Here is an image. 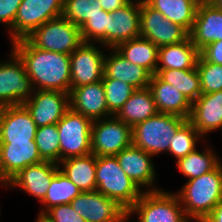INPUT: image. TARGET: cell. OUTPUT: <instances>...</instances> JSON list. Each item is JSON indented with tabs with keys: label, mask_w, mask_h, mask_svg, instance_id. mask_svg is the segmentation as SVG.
Masks as SVG:
<instances>
[{
	"label": "cell",
	"mask_w": 222,
	"mask_h": 222,
	"mask_svg": "<svg viewBox=\"0 0 222 222\" xmlns=\"http://www.w3.org/2000/svg\"><path fill=\"white\" fill-rule=\"evenodd\" d=\"M11 49L25 65L34 90L60 91L70 94V56L34 47L26 38L11 43Z\"/></svg>",
	"instance_id": "6da1fadb"
},
{
	"label": "cell",
	"mask_w": 222,
	"mask_h": 222,
	"mask_svg": "<svg viewBox=\"0 0 222 222\" xmlns=\"http://www.w3.org/2000/svg\"><path fill=\"white\" fill-rule=\"evenodd\" d=\"M191 222H202L222 200V161L210 172L190 179L175 192Z\"/></svg>",
	"instance_id": "7a4b0ae2"
},
{
	"label": "cell",
	"mask_w": 222,
	"mask_h": 222,
	"mask_svg": "<svg viewBox=\"0 0 222 222\" xmlns=\"http://www.w3.org/2000/svg\"><path fill=\"white\" fill-rule=\"evenodd\" d=\"M96 191L128 212L143 191L122 170L116 156H96Z\"/></svg>",
	"instance_id": "3957f363"
},
{
	"label": "cell",
	"mask_w": 222,
	"mask_h": 222,
	"mask_svg": "<svg viewBox=\"0 0 222 222\" xmlns=\"http://www.w3.org/2000/svg\"><path fill=\"white\" fill-rule=\"evenodd\" d=\"M186 120L172 114L157 113L132 128V144L154 157L167 154L172 137Z\"/></svg>",
	"instance_id": "277c9868"
},
{
	"label": "cell",
	"mask_w": 222,
	"mask_h": 222,
	"mask_svg": "<svg viewBox=\"0 0 222 222\" xmlns=\"http://www.w3.org/2000/svg\"><path fill=\"white\" fill-rule=\"evenodd\" d=\"M137 216L136 222H191L175 192L165 189L143 192L127 212V222Z\"/></svg>",
	"instance_id": "5b68a950"
},
{
	"label": "cell",
	"mask_w": 222,
	"mask_h": 222,
	"mask_svg": "<svg viewBox=\"0 0 222 222\" xmlns=\"http://www.w3.org/2000/svg\"><path fill=\"white\" fill-rule=\"evenodd\" d=\"M26 39L34 47L68 55L84 42L80 28L63 16L49 20Z\"/></svg>",
	"instance_id": "8992f818"
},
{
	"label": "cell",
	"mask_w": 222,
	"mask_h": 222,
	"mask_svg": "<svg viewBox=\"0 0 222 222\" xmlns=\"http://www.w3.org/2000/svg\"><path fill=\"white\" fill-rule=\"evenodd\" d=\"M9 56L0 59V107L22 105L34 92L23 61L11 48Z\"/></svg>",
	"instance_id": "52a82bcc"
},
{
	"label": "cell",
	"mask_w": 222,
	"mask_h": 222,
	"mask_svg": "<svg viewBox=\"0 0 222 222\" xmlns=\"http://www.w3.org/2000/svg\"><path fill=\"white\" fill-rule=\"evenodd\" d=\"M63 4L64 0H22L14 24L7 31L10 42L24 39L49 20L61 17Z\"/></svg>",
	"instance_id": "ba28073f"
},
{
	"label": "cell",
	"mask_w": 222,
	"mask_h": 222,
	"mask_svg": "<svg viewBox=\"0 0 222 222\" xmlns=\"http://www.w3.org/2000/svg\"><path fill=\"white\" fill-rule=\"evenodd\" d=\"M92 120L69 108L57 123L60 139V161L91 153Z\"/></svg>",
	"instance_id": "9c48e42d"
},
{
	"label": "cell",
	"mask_w": 222,
	"mask_h": 222,
	"mask_svg": "<svg viewBox=\"0 0 222 222\" xmlns=\"http://www.w3.org/2000/svg\"><path fill=\"white\" fill-rule=\"evenodd\" d=\"M132 127L115 115L97 119L91 125V153L115 156L132 144Z\"/></svg>",
	"instance_id": "30bf717a"
},
{
	"label": "cell",
	"mask_w": 222,
	"mask_h": 222,
	"mask_svg": "<svg viewBox=\"0 0 222 222\" xmlns=\"http://www.w3.org/2000/svg\"><path fill=\"white\" fill-rule=\"evenodd\" d=\"M97 45L96 43L83 42L69 55L71 90L103 79L107 48L98 43Z\"/></svg>",
	"instance_id": "8fae6325"
},
{
	"label": "cell",
	"mask_w": 222,
	"mask_h": 222,
	"mask_svg": "<svg viewBox=\"0 0 222 222\" xmlns=\"http://www.w3.org/2000/svg\"><path fill=\"white\" fill-rule=\"evenodd\" d=\"M189 33L180 25L172 23L159 11L141 0L140 37L152 41L158 47L184 41Z\"/></svg>",
	"instance_id": "7c38bea8"
},
{
	"label": "cell",
	"mask_w": 222,
	"mask_h": 222,
	"mask_svg": "<svg viewBox=\"0 0 222 222\" xmlns=\"http://www.w3.org/2000/svg\"><path fill=\"white\" fill-rule=\"evenodd\" d=\"M86 222H127V212L98 191H83L70 203Z\"/></svg>",
	"instance_id": "4fadbf2b"
},
{
	"label": "cell",
	"mask_w": 222,
	"mask_h": 222,
	"mask_svg": "<svg viewBox=\"0 0 222 222\" xmlns=\"http://www.w3.org/2000/svg\"><path fill=\"white\" fill-rule=\"evenodd\" d=\"M115 156L122 170L143 192L162 189L158 188L157 184L155 185L158 181L156 175L158 171H156L155 163L153 164L154 156L133 144Z\"/></svg>",
	"instance_id": "5bb4252c"
},
{
	"label": "cell",
	"mask_w": 222,
	"mask_h": 222,
	"mask_svg": "<svg viewBox=\"0 0 222 222\" xmlns=\"http://www.w3.org/2000/svg\"><path fill=\"white\" fill-rule=\"evenodd\" d=\"M23 105L30 112L37 127L57 124L70 108L69 93L34 90Z\"/></svg>",
	"instance_id": "9a60e30c"
},
{
	"label": "cell",
	"mask_w": 222,
	"mask_h": 222,
	"mask_svg": "<svg viewBox=\"0 0 222 222\" xmlns=\"http://www.w3.org/2000/svg\"><path fill=\"white\" fill-rule=\"evenodd\" d=\"M37 128L23 104L0 107V143L34 142Z\"/></svg>",
	"instance_id": "2e32d148"
},
{
	"label": "cell",
	"mask_w": 222,
	"mask_h": 222,
	"mask_svg": "<svg viewBox=\"0 0 222 222\" xmlns=\"http://www.w3.org/2000/svg\"><path fill=\"white\" fill-rule=\"evenodd\" d=\"M58 170V164L50 161L29 165L14 176L4 188L18 187L19 191H24L23 193H27L41 203Z\"/></svg>",
	"instance_id": "e0dca14e"
},
{
	"label": "cell",
	"mask_w": 222,
	"mask_h": 222,
	"mask_svg": "<svg viewBox=\"0 0 222 222\" xmlns=\"http://www.w3.org/2000/svg\"><path fill=\"white\" fill-rule=\"evenodd\" d=\"M44 161L34 142L0 143V185L5 186L23 168Z\"/></svg>",
	"instance_id": "ac0fdd59"
},
{
	"label": "cell",
	"mask_w": 222,
	"mask_h": 222,
	"mask_svg": "<svg viewBox=\"0 0 222 222\" xmlns=\"http://www.w3.org/2000/svg\"><path fill=\"white\" fill-rule=\"evenodd\" d=\"M141 0H129L124 6L109 13L107 48L140 37Z\"/></svg>",
	"instance_id": "d6986e66"
},
{
	"label": "cell",
	"mask_w": 222,
	"mask_h": 222,
	"mask_svg": "<svg viewBox=\"0 0 222 222\" xmlns=\"http://www.w3.org/2000/svg\"><path fill=\"white\" fill-rule=\"evenodd\" d=\"M70 108L92 121L113 116L107 107L103 82L73 88L69 94Z\"/></svg>",
	"instance_id": "ffe728a7"
},
{
	"label": "cell",
	"mask_w": 222,
	"mask_h": 222,
	"mask_svg": "<svg viewBox=\"0 0 222 222\" xmlns=\"http://www.w3.org/2000/svg\"><path fill=\"white\" fill-rule=\"evenodd\" d=\"M188 120L204 138L214 131L222 132V91L201 94L192 103Z\"/></svg>",
	"instance_id": "44dd1931"
},
{
	"label": "cell",
	"mask_w": 222,
	"mask_h": 222,
	"mask_svg": "<svg viewBox=\"0 0 222 222\" xmlns=\"http://www.w3.org/2000/svg\"><path fill=\"white\" fill-rule=\"evenodd\" d=\"M189 36L199 51L212 42L222 40V11L211 2L198 5Z\"/></svg>",
	"instance_id": "7402d4cb"
},
{
	"label": "cell",
	"mask_w": 222,
	"mask_h": 222,
	"mask_svg": "<svg viewBox=\"0 0 222 222\" xmlns=\"http://www.w3.org/2000/svg\"><path fill=\"white\" fill-rule=\"evenodd\" d=\"M104 59L103 79H116L132 85L136 89L149 87L151 74L144 68L131 63L115 48H108Z\"/></svg>",
	"instance_id": "603a6c76"
},
{
	"label": "cell",
	"mask_w": 222,
	"mask_h": 222,
	"mask_svg": "<svg viewBox=\"0 0 222 222\" xmlns=\"http://www.w3.org/2000/svg\"><path fill=\"white\" fill-rule=\"evenodd\" d=\"M149 88L158 113L189 119L192 103L178 89L162 81L156 74L151 76Z\"/></svg>",
	"instance_id": "cb8c5ba5"
},
{
	"label": "cell",
	"mask_w": 222,
	"mask_h": 222,
	"mask_svg": "<svg viewBox=\"0 0 222 222\" xmlns=\"http://www.w3.org/2000/svg\"><path fill=\"white\" fill-rule=\"evenodd\" d=\"M199 55L200 51L188 36L182 42L159 47L157 70L193 69L196 67Z\"/></svg>",
	"instance_id": "d4e9b609"
},
{
	"label": "cell",
	"mask_w": 222,
	"mask_h": 222,
	"mask_svg": "<svg viewBox=\"0 0 222 222\" xmlns=\"http://www.w3.org/2000/svg\"><path fill=\"white\" fill-rule=\"evenodd\" d=\"M64 173L81 191H95L96 156L92 153L85 156L69 157L58 163Z\"/></svg>",
	"instance_id": "484cf974"
},
{
	"label": "cell",
	"mask_w": 222,
	"mask_h": 222,
	"mask_svg": "<svg viewBox=\"0 0 222 222\" xmlns=\"http://www.w3.org/2000/svg\"><path fill=\"white\" fill-rule=\"evenodd\" d=\"M158 113L149 87L136 89L115 115L132 128Z\"/></svg>",
	"instance_id": "4316f807"
},
{
	"label": "cell",
	"mask_w": 222,
	"mask_h": 222,
	"mask_svg": "<svg viewBox=\"0 0 222 222\" xmlns=\"http://www.w3.org/2000/svg\"><path fill=\"white\" fill-rule=\"evenodd\" d=\"M115 49L131 63L146 69L151 75L156 73L159 47L152 41L137 37L120 43Z\"/></svg>",
	"instance_id": "83f0119b"
},
{
	"label": "cell",
	"mask_w": 222,
	"mask_h": 222,
	"mask_svg": "<svg viewBox=\"0 0 222 222\" xmlns=\"http://www.w3.org/2000/svg\"><path fill=\"white\" fill-rule=\"evenodd\" d=\"M208 139L203 142V150L195 149L185 157L176 161V168L188 180L198 178L199 176L213 170L221 161L216 151L210 146L205 145ZM207 148V149H206Z\"/></svg>",
	"instance_id": "f1b7e54d"
},
{
	"label": "cell",
	"mask_w": 222,
	"mask_h": 222,
	"mask_svg": "<svg viewBox=\"0 0 222 222\" xmlns=\"http://www.w3.org/2000/svg\"><path fill=\"white\" fill-rule=\"evenodd\" d=\"M165 18L191 32L198 4L193 0H144Z\"/></svg>",
	"instance_id": "f546056e"
},
{
	"label": "cell",
	"mask_w": 222,
	"mask_h": 222,
	"mask_svg": "<svg viewBox=\"0 0 222 222\" xmlns=\"http://www.w3.org/2000/svg\"><path fill=\"white\" fill-rule=\"evenodd\" d=\"M79 189L64 173L58 170L51 181L44 200L40 203L41 210L37 216H42L55 205L70 204L81 193Z\"/></svg>",
	"instance_id": "4dcf8cb0"
},
{
	"label": "cell",
	"mask_w": 222,
	"mask_h": 222,
	"mask_svg": "<svg viewBox=\"0 0 222 222\" xmlns=\"http://www.w3.org/2000/svg\"><path fill=\"white\" fill-rule=\"evenodd\" d=\"M155 74L178 89L191 103L201 95L200 77L196 67L187 70H156Z\"/></svg>",
	"instance_id": "1f68e13d"
},
{
	"label": "cell",
	"mask_w": 222,
	"mask_h": 222,
	"mask_svg": "<svg viewBox=\"0 0 222 222\" xmlns=\"http://www.w3.org/2000/svg\"><path fill=\"white\" fill-rule=\"evenodd\" d=\"M205 138L193 127L192 123L187 119L172 137L169 145L168 154L172 155L177 161L197 148L205 142ZM201 143H200V142Z\"/></svg>",
	"instance_id": "d6a6232c"
},
{
	"label": "cell",
	"mask_w": 222,
	"mask_h": 222,
	"mask_svg": "<svg viewBox=\"0 0 222 222\" xmlns=\"http://www.w3.org/2000/svg\"><path fill=\"white\" fill-rule=\"evenodd\" d=\"M35 143L44 161L60 162V139L57 124L38 127Z\"/></svg>",
	"instance_id": "836d02e7"
},
{
	"label": "cell",
	"mask_w": 222,
	"mask_h": 222,
	"mask_svg": "<svg viewBox=\"0 0 222 222\" xmlns=\"http://www.w3.org/2000/svg\"><path fill=\"white\" fill-rule=\"evenodd\" d=\"M100 13L103 10L98 0H64L62 16L79 28L90 17Z\"/></svg>",
	"instance_id": "e575fe53"
},
{
	"label": "cell",
	"mask_w": 222,
	"mask_h": 222,
	"mask_svg": "<svg viewBox=\"0 0 222 222\" xmlns=\"http://www.w3.org/2000/svg\"><path fill=\"white\" fill-rule=\"evenodd\" d=\"M102 82L108 110L112 115H116L136 88L116 79H102Z\"/></svg>",
	"instance_id": "d590c367"
},
{
	"label": "cell",
	"mask_w": 222,
	"mask_h": 222,
	"mask_svg": "<svg viewBox=\"0 0 222 222\" xmlns=\"http://www.w3.org/2000/svg\"><path fill=\"white\" fill-rule=\"evenodd\" d=\"M196 69L200 77L201 94L222 91V65L209 62L200 54Z\"/></svg>",
	"instance_id": "8d00e7d4"
},
{
	"label": "cell",
	"mask_w": 222,
	"mask_h": 222,
	"mask_svg": "<svg viewBox=\"0 0 222 222\" xmlns=\"http://www.w3.org/2000/svg\"><path fill=\"white\" fill-rule=\"evenodd\" d=\"M107 29H109V12L90 17L81 27V36L84 42L98 43L107 48Z\"/></svg>",
	"instance_id": "74e56055"
},
{
	"label": "cell",
	"mask_w": 222,
	"mask_h": 222,
	"mask_svg": "<svg viewBox=\"0 0 222 222\" xmlns=\"http://www.w3.org/2000/svg\"><path fill=\"white\" fill-rule=\"evenodd\" d=\"M48 222H86L71 204L55 205L42 215Z\"/></svg>",
	"instance_id": "f35d334b"
},
{
	"label": "cell",
	"mask_w": 222,
	"mask_h": 222,
	"mask_svg": "<svg viewBox=\"0 0 222 222\" xmlns=\"http://www.w3.org/2000/svg\"><path fill=\"white\" fill-rule=\"evenodd\" d=\"M22 0H0V24L8 31L14 24Z\"/></svg>",
	"instance_id": "ab89813d"
},
{
	"label": "cell",
	"mask_w": 222,
	"mask_h": 222,
	"mask_svg": "<svg viewBox=\"0 0 222 222\" xmlns=\"http://www.w3.org/2000/svg\"><path fill=\"white\" fill-rule=\"evenodd\" d=\"M200 54L207 61L222 65V40L208 44L200 51Z\"/></svg>",
	"instance_id": "60d3db41"
},
{
	"label": "cell",
	"mask_w": 222,
	"mask_h": 222,
	"mask_svg": "<svg viewBox=\"0 0 222 222\" xmlns=\"http://www.w3.org/2000/svg\"><path fill=\"white\" fill-rule=\"evenodd\" d=\"M98 1L101 4L102 10L110 13L124 6L129 0H98Z\"/></svg>",
	"instance_id": "b9f144b4"
},
{
	"label": "cell",
	"mask_w": 222,
	"mask_h": 222,
	"mask_svg": "<svg viewBox=\"0 0 222 222\" xmlns=\"http://www.w3.org/2000/svg\"><path fill=\"white\" fill-rule=\"evenodd\" d=\"M202 222H222V200Z\"/></svg>",
	"instance_id": "7bdbcfd3"
},
{
	"label": "cell",
	"mask_w": 222,
	"mask_h": 222,
	"mask_svg": "<svg viewBox=\"0 0 222 222\" xmlns=\"http://www.w3.org/2000/svg\"><path fill=\"white\" fill-rule=\"evenodd\" d=\"M210 2L222 11V0H211Z\"/></svg>",
	"instance_id": "ee69618b"
},
{
	"label": "cell",
	"mask_w": 222,
	"mask_h": 222,
	"mask_svg": "<svg viewBox=\"0 0 222 222\" xmlns=\"http://www.w3.org/2000/svg\"><path fill=\"white\" fill-rule=\"evenodd\" d=\"M34 222H48L43 216H37Z\"/></svg>",
	"instance_id": "f6af8a7d"
},
{
	"label": "cell",
	"mask_w": 222,
	"mask_h": 222,
	"mask_svg": "<svg viewBox=\"0 0 222 222\" xmlns=\"http://www.w3.org/2000/svg\"><path fill=\"white\" fill-rule=\"evenodd\" d=\"M195 3H197L198 5H201L203 3H208L210 2L211 0H193Z\"/></svg>",
	"instance_id": "bcb514c9"
}]
</instances>
